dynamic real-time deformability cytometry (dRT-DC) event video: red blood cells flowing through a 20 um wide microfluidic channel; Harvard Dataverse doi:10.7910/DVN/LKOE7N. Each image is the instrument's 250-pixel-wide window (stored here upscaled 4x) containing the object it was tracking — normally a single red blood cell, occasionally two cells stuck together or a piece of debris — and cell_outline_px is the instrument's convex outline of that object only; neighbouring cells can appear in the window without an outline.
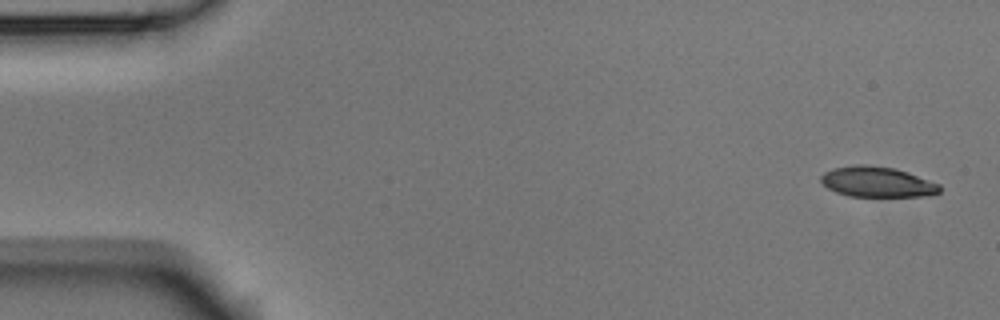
{"species": "Egyptian fruit bat (a non-hibernating species)", "species_latin": "Rousettus aegyptiacus", "temperature_condition": "room temperature", "stored_images_in_passage": 4, "camera_frame_rate_fps": 3000, "um_per_image_px": 0.085, "animal": {"sex": "male"}, "frame": {"image": 1, "passage_image": 1, "time_ms": 0.0, "image_size_px": [1000, 320], "cell_outline_px": [[940, 192], [928, 196], [848, 196], [836, 192], [828, 188], [820, 180], [820, 176], [824, 172], [832, 168], [856, 164], [864, 164], [892, 168], [908, 172], [940, 184]], "centroid_in_image_um": [74.54, 15.46], "position_along_channel_um": 10.5, "area_um2": 21.04}}
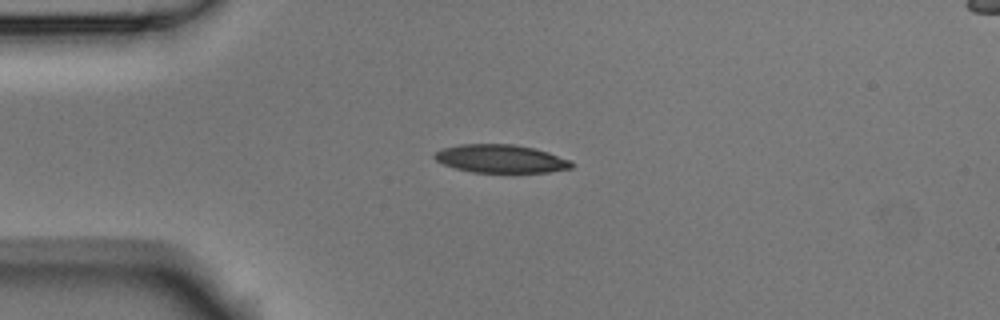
{"frame": {"image": 2, "passage_image": 4, "time_ms": 1.0, "image_size_px": [1000, 320], "cell_outline_px": [[572, 168], [548, 172], [472, 172], [456, 168], [444, 164], [436, 160], [432, 156], [440, 148], [460, 144], [512, 144], [536, 148], [572, 160]], "centroid_in_image_um": [42.56, 13.48], "position_along_channel_um": 42.4, "area_um2": 22.54}}